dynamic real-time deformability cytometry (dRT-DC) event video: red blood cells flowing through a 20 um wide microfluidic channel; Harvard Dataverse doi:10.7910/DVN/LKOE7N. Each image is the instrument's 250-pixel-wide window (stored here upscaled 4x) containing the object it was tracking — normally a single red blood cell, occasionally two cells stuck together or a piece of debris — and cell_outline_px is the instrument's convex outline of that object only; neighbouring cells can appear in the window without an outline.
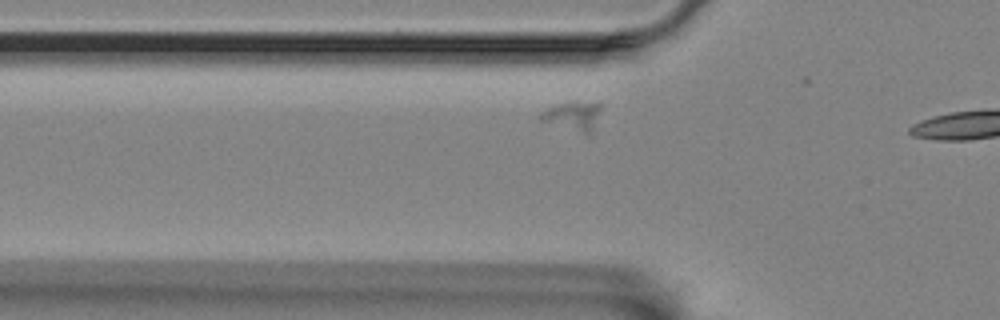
{"species": "Egyptian fruit bat (a non-hibernating species)", "species_latin": "Rousettus aegyptiacus", "temperature_condition": "room temperature", "stored_images_in_passage": 9, "segment_of_instrument_passage": [1, 2], "camera_frame_rate_fps": 3000, "um_per_image_px": 0.085, "animal": {"sex": "female"}, "frame": {"image": 1, "passage_image": 7, "time_ms": 2.0, "image_size_px": [1000, 320], "cell_outline_px": [[600, 108], [592, 132], [584, 132], [540, 120], [540, 112], [548, 108], [572, 100], [600, 100]], "centroid_in_image_um": [48.75, 9.75], "position_along_channel_um": 77.1, "area_um2": 10.0}}